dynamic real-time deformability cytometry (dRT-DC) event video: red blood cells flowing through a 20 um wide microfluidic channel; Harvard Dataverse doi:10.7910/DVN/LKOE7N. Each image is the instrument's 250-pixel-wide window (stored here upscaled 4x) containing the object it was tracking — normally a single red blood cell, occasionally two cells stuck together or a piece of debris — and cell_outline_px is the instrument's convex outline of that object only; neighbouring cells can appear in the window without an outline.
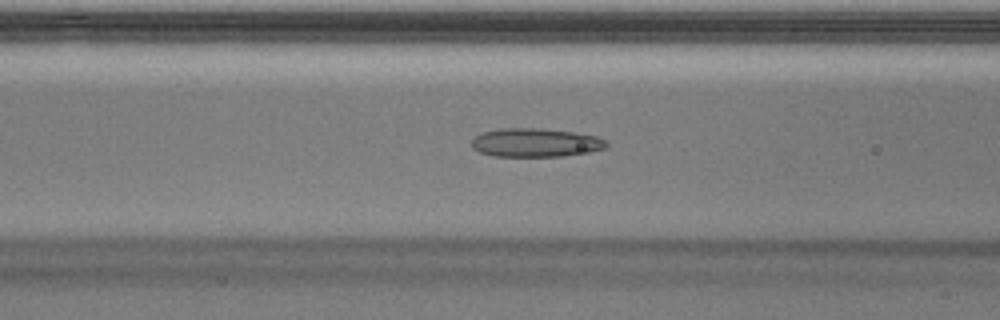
{"species": "Egyptian fruit bat (a non-hibernating species)", "species_latin": "Rousettus aegyptiacus", "temperature_condition": "warm", "stored_images_in_passage": 39, "camera_frame_rate_fps": 3000, "um_per_image_px": 0.085, "animal": {"sex": "male"}, "frame": {"image": 1, "passage_image": 9, "time_ms": 2.667, "image_size_px": [1000, 320], "cell_outline_px": [[608, 144], [604, 148], [588, 152], [560, 156], [492, 156], [480, 152], [472, 148], [472, 140], [476, 136], [484, 132], [500, 128], [540, 128], [576, 132], [596, 136], [608, 140]], "centroid_in_image_um": [45.53, 12.11], "position_along_channel_um": 121.1, "area_um2": 22.48}}
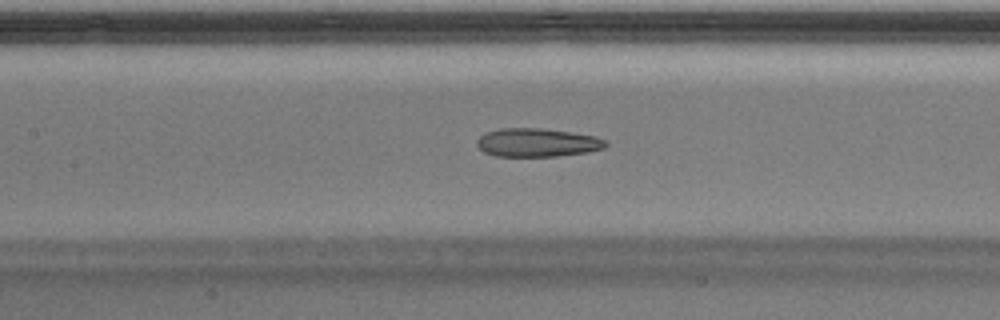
{"frame": {"image": 2, "passage_image": 12, "time_ms": 3.667, "image_size_px": [1000, 320], "cell_outline_px": [[608, 144], [604, 148], [588, 152], [556, 156], [496, 156], [484, 152], [476, 144], [476, 140], [484, 132], [500, 128], [540, 128], [596, 136], [604, 140]], "centroid_in_image_um": [45.63, 12.11], "position_along_channel_um": 161.8, "area_um2": 21.33}}
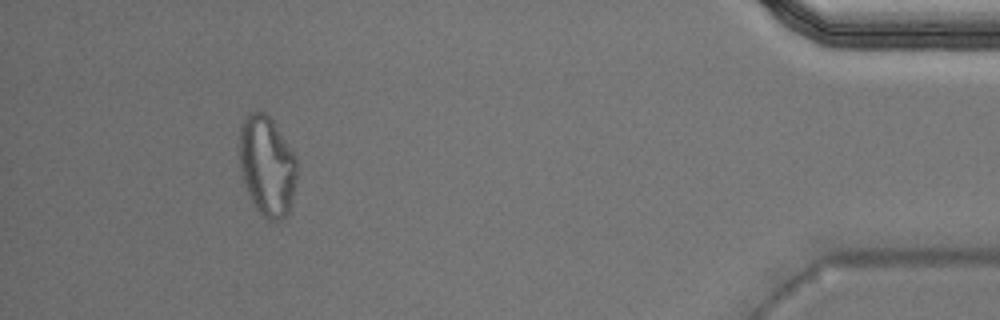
{"frame": {"image": 3, "passage_image": 35, "time_ms": 11.333, "image_size_px": [1000, 320], "cell_outline_px": [[296, 180], [288, 216], [276, 224], [268, 220], [252, 204], [240, 168], [240, 124], [248, 112], [256, 108], [264, 112], [272, 120], [296, 156]], "centroid_in_image_um": [22.7, 14.1], "position_along_channel_um": 412.5, "area_um2": 33.81}, "authors_computed_cell_mechanics": {"area_um2": 23.0044, "velocity_mm_per_s": 4.0438, "shape_relaxation_time_tau1_ms": null, "shape_relaxation_time_tau2_ms": 2.74, "deformation_change_tau1": null, "deformation_change_tau2": 0.1191}}